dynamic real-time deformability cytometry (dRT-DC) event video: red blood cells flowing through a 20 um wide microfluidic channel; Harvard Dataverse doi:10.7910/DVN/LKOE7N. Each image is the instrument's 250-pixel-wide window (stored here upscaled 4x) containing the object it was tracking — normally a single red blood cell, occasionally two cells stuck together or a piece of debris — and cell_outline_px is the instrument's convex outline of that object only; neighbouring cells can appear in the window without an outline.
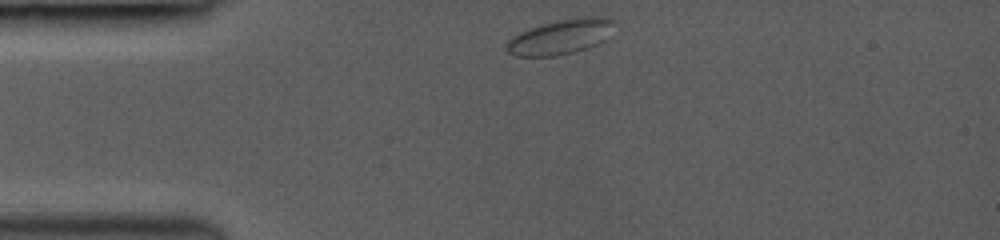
{"species": "common noctule bat (a hibernating species)", "species_latin": "Nyctalus noctula", "temperature_condition": "room temperature", "stored_images_in_passage": 2, "camera_frame_rate_fps": 3000, "um_per_image_px": 0.085, "animal": {"sex": "female", "body_mass_g": 19.0, "forearm_length_mm": 53.3}, "frame": {"image": 1, "passage_image": 1, "time_ms": 0.0, "image_size_px": [1000, 240], "cell_outline_px": [[616, 20], [604, 40], [596, 44], [572, 52], [556, 56], [516, 56], [508, 52], [504, 48], [504, 44], [512, 36], [528, 28], [556, 20], [580, 16], [604, 16]], "centroid_in_image_um": [47.6, 3.11], "position_along_channel_um": 37.4, "area_um2": 22.02}}